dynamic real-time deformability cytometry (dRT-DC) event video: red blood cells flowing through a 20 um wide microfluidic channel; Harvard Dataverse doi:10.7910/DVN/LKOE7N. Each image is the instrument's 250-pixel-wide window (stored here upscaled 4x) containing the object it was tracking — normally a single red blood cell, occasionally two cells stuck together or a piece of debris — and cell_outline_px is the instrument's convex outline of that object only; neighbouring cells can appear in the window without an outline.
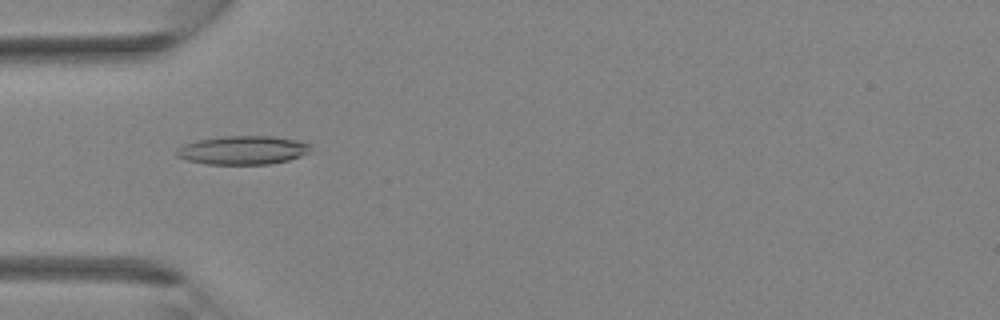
{"species": "Egyptian fruit bat (a non-hibernating species)", "species_latin": "Rousettus aegyptiacus", "temperature_condition": "room temperature", "stored_images_in_passage": 32, "camera_frame_rate_fps": 3000, "um_per_image_px": 0.085, "animal": {"sex": "female"}, "frame": {"image": 1, "passage_image": 8, "time_ms": 2.333, "image_size_px": [1000, 320], "cell_outline_px": [[312, 144], [308, 152], [300, 156], [288, 160], [268, 164], [204, 164], [188, 160], [176, 156], [176, 148], [184, 144], [200, 140], [224, 136], [272, 136]], "centroid_in_image_um": [20.61, 12.77], "position_along_channel_um": 64.4, "area_um2": 22.14}}
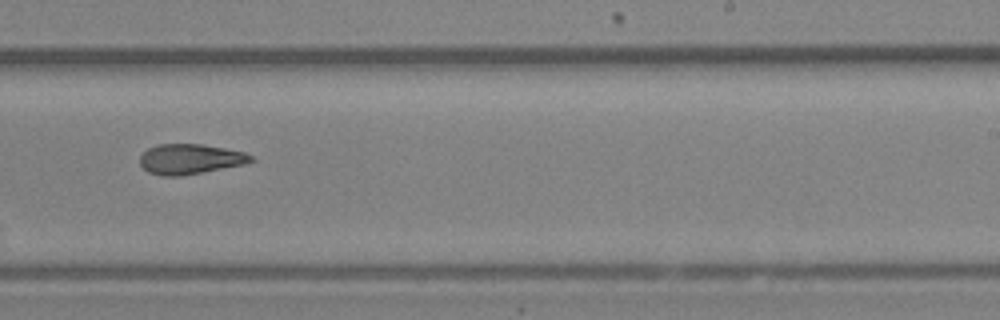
{"frame": {"image": 2, "passage_image": 19, "time_ms": 6.0, "image_size_px": [1000, 320], "cell_outline_px": [[256, 160], [244, 164], [180, 176], [160, 176], [148, 172], [140, 164], [140, 156], [148, 148], [156, 144], [200, 144], [224, 148], [244, 152], [252, 156]], "centroid_in_image_um": [16.14, 13.52], "position_along_channel_um": 272.9, "area_um2": 19.42}}
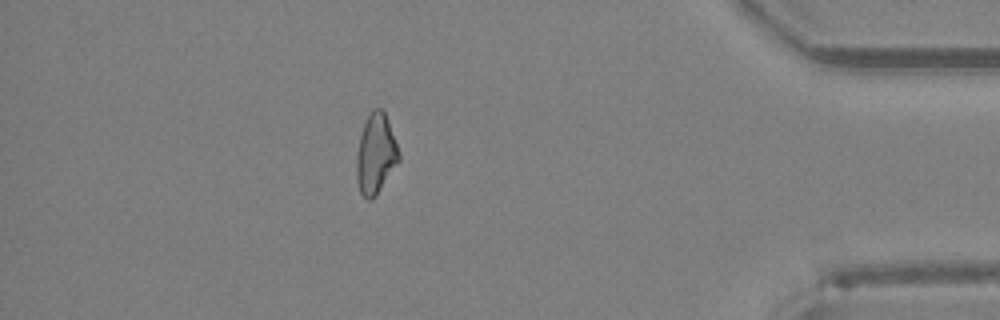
{"frame": {"image": 3, "passage_image": 28, "time_ms": 9.0, "image_size_px": [1000, 320], "cell_outline_px": [[400, 160], [376, 196], [372, 200], [368, 200], [360, 192], [356, 180], [356, 156], [360, 136], [364, 124], [372, 108], [380, 108], [384, 112], [388, 120], [400, 152]], "centroid_in_image_um": [31.94, 13.11], "position_along_channel_um": 403.3, "area_um2": 19.83}}